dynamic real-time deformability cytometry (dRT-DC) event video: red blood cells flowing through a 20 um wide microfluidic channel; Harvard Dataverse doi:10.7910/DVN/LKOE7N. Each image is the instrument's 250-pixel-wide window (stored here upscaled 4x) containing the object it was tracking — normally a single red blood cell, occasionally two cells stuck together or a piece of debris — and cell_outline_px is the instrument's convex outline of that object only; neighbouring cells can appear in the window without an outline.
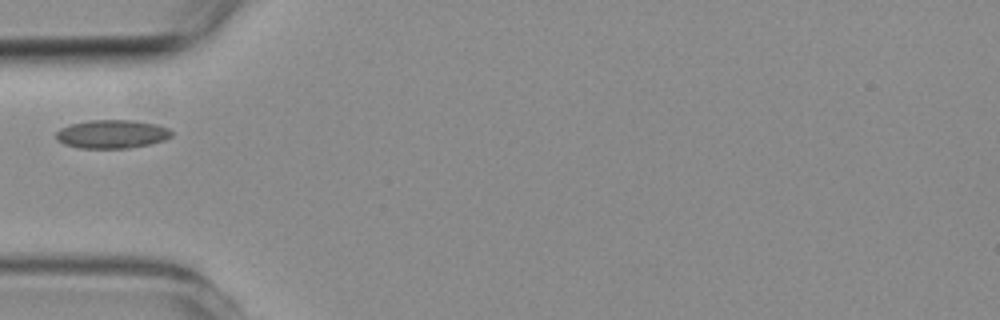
{"species": "common noctule bat (a hibernating species)", "species_latin": "Nyctalus noctula", "temperature_condition": "room temperature", "stored_images_in_passage": 1, "camera_frame_rate_fps": 3000, "um_per_image_px": 0.085, "animal": {"sex": "female", "body_mass_g": 19.3, "forearm_length_mm": 54.1}, "frame": {"image": 1, "passage_image": 1, "time_ms": 0.0, "image_size_px": [1000, 320], "cell_outline_px": [[172, 136], [164, 140], [148, 144], [128, 148], [80, 148], [64, 144], [56, 140], [56, 132], [60, 128], [68, 124], [88, 120], [132, 120], [156, 124], [168, 128], [172, 132]], "centroid_in_image_um": [9.48, 11.39], "position_along_channel_um": 75.5, "area_um2": 19.25}}